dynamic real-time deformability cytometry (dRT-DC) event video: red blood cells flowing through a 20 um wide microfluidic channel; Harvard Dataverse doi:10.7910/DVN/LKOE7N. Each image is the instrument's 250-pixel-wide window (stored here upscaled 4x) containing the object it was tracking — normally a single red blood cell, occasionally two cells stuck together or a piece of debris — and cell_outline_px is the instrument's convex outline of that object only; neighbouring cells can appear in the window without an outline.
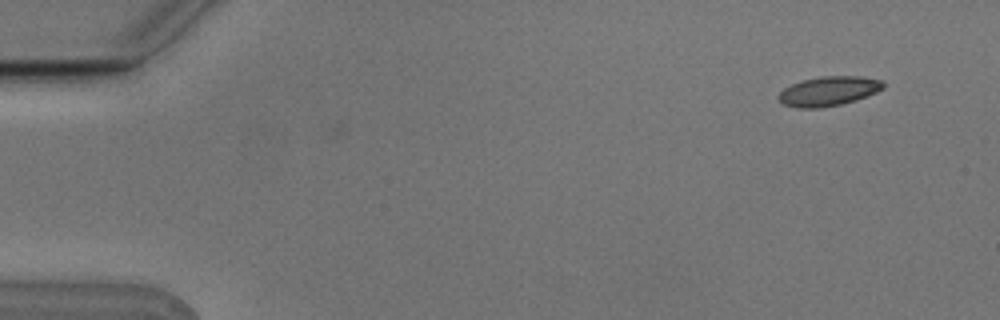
{"species": "Egyptian fruit bat (a non-hibernating species)", "species_latin": "Rousettus aegyptiacus", "temperature_condition": "cold", "stored_images_in_passage": 2, "camera_frame_rate_fps": 3000, "um_per_image_px": 0.085, "animal": {"sex": "male"}, "frame": {"image": 1, "passage_image": 2, "time_ms": 0.333, "image_size_px": [1000, 320], "cell_outline_px": [[884, 88], [876, 92], [856, 100], [840, 104], [820, 108], [800, 108], [784, 104], [776, 96], [784, 88], [792, 84], [804, 80], [820, 76], [860, 76], [880, 80], [884, 84]], "centroid_in_image_um": [70.42, 7.74], "position_along_channel_um": 14.6, "area_um2": 17.8}}